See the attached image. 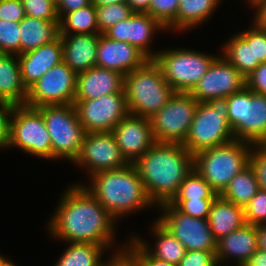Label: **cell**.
Masks as SVG:
<instances>
[{"mask_svg": "<svg viewBox=\"0 0 266 266\" xmlns=\"http://www.w3.org/2000/svg\"><path fill=\"white\" fill-rule=\"evenodd\" d=\"M71 183L62 190L49 214L45 224L47 237L58 243L99 244L113 255L121 254L129 235L125 241L120 240L119 223L82 184Z\"/></svg>", "mask_w": 266, "mask_h": 266, "instance_id": "6da1fadb", "label": "cell"}, {"mask_svg": "<svg viewBox=\"0 0 266 266\" xmlns=\"http://www.w3.org/2000/svg\"><path fill=\"white\" fill-rule=\"evenodd\" d=\"M133 164L157 208L175 196L194 168V156L182 144L156 142Z\"/></svg>", "mask_w": 266, "mask_h": 266, "instance_id": "7a4b0ae2", "label": "cell"}, {"mask_svg": "<svg viewBox=\"0 0 266 266\" xmlns=\"http://www.w3.org/2000/svg\"><path fill=\"white\" fill-rule=\"evenodd\" d=\"M82 184L112 217L121 223L138 212L155 210L133 163L127 166L92 174ZM125 219V220H123Z\"/></svg>", "mask_w": 266, "mask_h": 266, "instance_id": "3957f363", "label": "cell"}, {"mask_svg": "<svg viewBox=\"0 0 266 266\" xmlns=\"http://www.w3.org/2000/svg\"><path fill=\"white\" fill-rule=\"evenodd\" d=\"M219 49L220 46L219 54H212L199 48L165 46L159 49L153 60L175 92L190 93L220 55Z\"/></svg>", "mask_w": 266, "mask_h": 266, "instance_id": "277c9868", "label": "cell"}, {"mask_svg": "<svg viewBox=\"0 0 266 266\" xmlns=\"http://www.w3.org/2000/svg\"><path fill=\"white\" fill-rule=\"evenodd\" d=\"M124 89L129 114L146 118L158 112L175 93L153 59L125 75Z\"/></svg>", "mask_w": 266, "mask_h": 266, "instance_id": "5b68a950", "label": "cell"}, {"mask_svg": "<svg viewBox=\"0 0 266 266\" xmlns=\"http://www.w3.org/2000/svg\"><path fill=\"white\" fill-rule=\"evenodd\" d=\"M253 145L234 140L194 155V169L220 195L230 181L251 161Z\"/></svg>", "mask_w": 266, "mask_h": 266, "instance_id": "8992f818", "label": "cell"}, {"mask_svg": "<svg viewBox=\"0 0 266 266\" xmlns=\"http://www.w3.org/2000/svg\"><path fill=\"white\" fill-rule=\"evenodd\" d=\"M234 140L228 123L227 98H217L198 103L189 133L182 145L194 156L203 150Z\"/></svg>", "mask_w": 266, "mask_h": 266, "instance_id": "52a82bcc", "label": "cell"}, {"mask_svg": "<svg viewBox=\"0 0 266 266\" xmlns=\"http://www.w3.org/2000/svg\"><path fill=\"white\" fill-rule=\"evenodd\" d=\"M51 138L52 161L72 164L78 157L85 130L74 104L38 107Z\"/></svg>", "mask_w": 266, "mask_h": 266, "instance_id": "ba28073f", "label": "cell"}, {"mask_svg": "<svg viewBox=\"0 0 266 266\" xmlns=\"http://www.w3.org/2000/svg\"><path fill=\"white\" fill-rule=\"evenodd\" d=\"M17 148L24 155L52 162L51 138L41 111L26 104L15 105L10 119L8 151Z\"/></svg>", "mask_w": 266, "mask_h": 266, "instance_id": "9c48e42d", "label": "cell"}, {"mask_svg": "<svg viewBox=\"0 0 266 266\" xmlns=\"http://www.w3.org/2000/svg\"><path fill=\"white\" fill-rule=\"evenodd\" d=\"M227 103L235 140L261 144L266 139V95L245 87L227 97Z\"/></svg>", "mask_w": 266, "mask_h": 266, "instance_id": "30bf717a", "label": "cell"}, {"mask_svg": "<svg viewBox=\"0 0 266 266\" xmlns=\"http://www.w3.org/2000/svg\"><path fill=\"white\" fill-rule=\"evenodd\" d=\"M198 103L190 93L175 92L169 101L149 118L155 141L183 144Z\"/></svg>", "mask_w": 266, "mask_h": 266, "instance_id": "8fae6325", "label": "cell"}, {"mask_svg": "<svg viewBox=\"0 0 266 266\" xmlns=\"http://www.w3.org/2000/svg\"><path fill=\"white\" fill-rule=\"evenodd\" d=\"M156 211L154 218L184 245L186 251H216L217 240L206 219L186 215L169 203L160 205Z\"/></svg>", "mask_w": 266, "mask_h": 266, "instance_id": "7c38bea8", "label": "cell"}, {"mask_svg": "<svg viewBox=\"0 0 266 266\" xmlns=\"http://www.w3.org/2000/svg\"><path fill=\"white\" fill-rule=\"evenodd\" d=\"M72 164L88 178L94 173L123 168L129 162L110 131L85 133L80 153Z\"/></svg>", "mask_w": 266, "mask_h": 266, "instance_id": "4fadbf2b", "label": "cell"}, {"mask_svg": "<svg viewBox=\"0 0 266 266\" xmlns=\"http://www.w3.org/2000/svg\"><path fill=\"white\" fill-rule=\"evenodd\" d=\"M73 104L86 133L110 132L129 114L125 89L90 100H74Z\"/></svg>", "mask_w": 266, "mask_h": 266, "instance_id": "5bb4252c", "label": "cell"}, {"mask_svg": "<svg viewBox=\"0 0 266 266\" xmlns=\"http://www.w3.org/2000/svg\"><path fill=\"white\" fill-rule=\"evenodd\" d=\"M77 74L64 62L49 69L29 89L26 105L73 104L76 94Z\"/></svg>", "mask_w": 266, "mask_h": 266, "instance_id": "9a60e30c", "label": "cell"}, {"mask_svg": "<svg viewBox=\"0 0 266 266\" xmlns=\"http://www.w3.org/2000/svg\"><path fill=\"white\" fill-rule=\"evenodd\" d=\"M161 32L163 36L166 33L168 35L166 28L149 13L133 12L127 19L111 26L103 34L112 40L127 42L137 47L149 59H153L160 49L158 47V50H154L153 44Z\"/></svg>", "mask_w": 266, "mask_h": 266, "instance_id": "2e32d148", "label": "cell"}, {"mask_svg": "<svg viewBox=\"0 0 266 266\" xmlns=\"http://www.w3.org/2000/svg\"><path fill=\"white\" fill-rule=\"evenodd\" d=\"M245 87L246 77L220 54L190 94L198 102H208L210 99L227 98Z\"/></svg>", "mask_w": 266, "mask_h": 266, "instance_id": "e0dca14e", "label": "cell"}, {"mask_svg": "<svg viewBox=\"0 0 266 266\" xmlns=\"http://www.w3.org/2000/svg\"><path fill=\"white\" fill-rule=\"evenodd\" d=\"M123 156L134 163L155 143L150 119L128 114L111 131Z\"/></svg>", "mask_w": 266, "mask_h": 266, "instance_id": "ac0fdd59", "label": "cell"}, {"mask_svg": "<svg viewBox=\"0 0 266 266\" xmlns=\"http://www.w3.org/2000/svg\"><path fill=\"white\" fill-rule=\"evenodd\" d=\"M148 60L149 58L137 47L100 34L95 66L114 70L125 76L142 67Z\"/></svg>", "mask_w": 266, "mask_h": 266, "instance_id": "d6986e66", "label": "cell"}, {"mask_svg": "<svg viewBox=\"0 0 266 266\" xmlns=\"http://www.w3.org/2000/svg\"><path fill=\"white\" fill-rule=\"evenodd\" d=\"M258 250L257 226L245 224L217 240L218 266H243Z\"/></svg>", "mask_w": 266, "mask_h": 266, "instance_id": "ffe728a7", "label": "cell"}, {"mask_svg": "<svg viewBox=\"0 0 266 266\" xmlns=\"http://www.w3.org/2000/svg\"><path fill=\"white\" fill-rule=\"evenodd\" d=\"M61 36L50 43L17 56L23 84L27 90L49 69L63 62Z\"/></svg>", "mask_w": 266, "mask_h": 266, "instance_id": "44dd1931", "label": "cell"}, {"mask_svg": "<svg viewBox=\"0 0 266 266\" xmlns=\"http://www.w3.org/2000/svg\"><path fill=\"white\" fill-rule=\"evenodd\" d=\"M151 221V223L149 222L150 226L148 225L149 228H147L151 236L150 241L148 236L144 237L138 231H131L128 234L131 233L130 235L153 257L177 266L185 256L186 249L184 245L156 218Z\"/></svg>", "mask_w": 266, "mask_h": 266, "instance_id": "7402d4cb", "label": "cell"}, {"mask_svg": "<svg viewBox=\"0 0 266 266\" xmlns=\"http://www.w3.org/2000/svg\"><path fill=\"white\" fill-rule=\"evenodd\" d=\"M125 76L117 71L94 66L77 74L74 100H90L124 90Z\"/></svg>", "mask_w": 266, "mask_h": 266, "instance_id": "603a6c76", "label": "cell"}, {"mask_svg": "<svg viewBox=\"0 0 266 266\" xmlns=\"http://www.w3.org/2000/svg\"><path fill=\"white\" fill-rule=\"evenodd\" d=\"M242 30H236L220 46V54L244 77H248L259 65L254 61L253 20Z\"/></svg>", "mask_w": 266, "mask_h": 266, "instance_id": "cb8c5ba5", "label": "cell"}, {"mask_svg": "<svg viewBox=\"0 0 266 266\" xmlns=\"http://www.w3.org/2000/svg\"><path fill=\"white\" fill-rule=\"evenodd\" d=\"M63 45V62L76 74L96 65L100 34H60Z\"/></svg>", "mask_w": 266, "mask_h": 266, "instance_id": "d4e9b609", "label": "cell"}, {"mask_svg": "<svg viewBox=\"0 0 266 266\" xmlns=\"http://www.w3.org/2000/svg\"><path fill=\"white\" fill-rule=\"evenodd\" d=\"M179 8L175 18V33L184 35L198 29L213 20L215 11L219 10L223 0H178ZM187 31V32H186Z\"/></svg>", "mask_w": 266, "mask_h": 266, "instance_id": "484cf974", "label": "cell"}, {"mask_svg": "<svg viewBox=\"0 0 266 266\" xmlns=\"http://www.w3.org/2000/svg\"><path fill=\"white\" fill-rule=\"evenodd\" d=\"M207 221L216 240L246 224L244 208L218 195L211 204Z\"/></svg>", "mask_w": 266, "mask_h": 266, "instance_id": "4316f807", "label": "cell"}, {"mask_svg": "<svg viewBox=\"0 0 266 266\" xmlns=\"http://www.w3.org/2000/svg\"><path fill=\"white\" fill-rule=\"evenodd\" d=\"M64 243V250L52 266H103L114 256L99 244Z\"/></svg>", "mask_w": 266, "mask_h": 266, "instance_id": "83f0119b", "label": "cell"}, {"mask_svg": "<svg viewBox=\"0 0 266 266\" xmlns=\"http://www.w3.org/2000/svg\"><path fill=\"white\" fill-rule=\"evenodd\" d=\"M19 55L50 43L60 36L59 20H41L25 16L20 21Z\"/></svg>", "mask_w": 266, "mask_h": 266, "instance_id": "f1b7e54d", "label": "cell"}, {"mask_svg": "<svg viewBox=\"0 0 266 266\" xmlns=\"http://www.w3.org/2000/svg\"><path fill=\"white\" fill-rule=\"evenodd\" d=\"M28 90L23 84L17 55L0 53V95L9 103H26Z\"/></svg>", "mask_w": 266, "mask_h": 266, "instance_id": "f546056e", "label": "cell"}, {"mask_svg": "<svg viewBox=\"0 0 266 266\" xmlns=\"http://www.w3.org/2000/svg\"><path fill=\"white\" fill-rule=\"evenodd\" d=\"M258 190L257 175L250 163L230 181L220 196L244 208L255 197Z\"/></svg>", "mask_w": 266, "mask_h": 266, "instance_id": "4dcf8cb0", "label": "cell"}, {"mask_svg": "<svg viewBox=\"0 0 266 266\" xmlns=\"http://www.w3.org/2000/svg\"><path fill=\"white\" fill-rule=\"evenodd\" d=\"M60 34H100L97 25L96 6L86 7L65 14L59 20Z\"/></svg>", "mask_w": 266, "mask_h": 266, "instance_id": "1f68e13d", "label": "cell"}, {"mask_svg": "<svg viewBox=\"0 0 266 266\" xmlns=\"http://www.w3.org/2000/svg\"><path fill=\"white\" fill-rule=\"evenodd\" d=\"M217 196L210 184L193 168L172 200L215 199Z\"/></svg>", "mask_w": 266, "mask_h": 266, "instance_id": "d6a6232c", "label": "cell"}, {"mask_svg": "<svg viewBox=\"0 0 266 266\" xmlns=\"http://www.w3.org/2000/svg\"><path fill=\"white\" fill-rule=\"evenodd\" d=\"M133 11L127 3H116L105 6H96L97 25L100 34L111 26L127 19Z\"/></svg>", "mask_w": 266, "mask_h": 266, "instance_id": "836d02e7", "label": "cell"}, {"mask_svg": "<svg viewBox=\"0 0 266 266\" xmlns=\"http://www.w3.org/2000/svg\"><path fill=\"white\" fill-rule=\"evenodd\" d=\"M179 8L178 0H151L149 13L167 32L175 34V18Z\"/></svg>", "mask_w": 266, "mask_h": 266, "instance_id": "e575fe53", "label": "cell"}, {"mask_svg": "<svg viewBox=\"0 0 266 266\" xmlns=\"http://www.w3.org/2000/svg\"><path fill=\"white\" fill-rule=\"evenodd\" d=\"M20 22L0 20V53L19 55Z\"/></svg>", "mask_w": 266, "mask_h": 266, "instance_id": "d590c367", "label": "cell"}, {"mask_svg": "<svg viewBox=\"0 0 266 266\" xmlns=\"http://www.w3.org/2000/svg\"><path fill=\"white\" fill-rule=\"evenodd\" d=\"M247 224H266V190L259 189L253 199L244 207Z\"/></svg>", "mask_w": 266, "mask_h": 266, "instance_id": "8d00e7d4", "label": "cell"}, {"mask_svg": "<svg viewBox=\"0 0 266 266\" xmlns=\"http://www.w3.org/2000/svg\"><path fill=\"white\" fill-rule=\"evenodd\" d=\"M26 16L41 20H59L56 5L49 0H21Z\"/></svg>", "mask_w": 266, "mask_h": 266, "instance_id": "74e56055", "label": "cell"}, {"mask_svg": "<svg viewBox=\"0 0 266 266\" xmlns=\"http://www.w3.org/2000/svg\"><path fill=\"white\" fill-rule=\"evenodd\" d=\"M213 201L214 199L171 200L169 204L186 215L207 220Z\"/></svg>", "mask_w": 266, "mask_h": 266, "instance_id": "f35d334b", "label": "cell"}, {"mask_svg": "<svg viewBox=\"0 0 266 266\" xmlns=\"http://www.w3.org/2000/svg\"><path fill=\"white\" fill-rule=\"evenodd\" d=\"M125 251L140 266H176L166 261L159 260L150 255L130 234L127 239Z\"/></svg>", "mask_w": 266, "mask_h": 266, "instance_id": "ab89813d", "label": "cell"}, {"mask_svg": "<svg viewBox=\"0 0 266 266\" xmlns=\"http://www.w3.org/2000/svg\"><path fill=\"white\" fill-rule=\"evenodd\" d=\"M177 266H218L216 251L190 250Z\"/></svg>", "mask_w": 266, "mask_h": 266, "instance_id": "60d3db41", "label": "cell"}, {"mask_svg": "<svg viewBox=\"0 0 266 266\" xmlns=\"http://www.w3.org/2000/svg\"><path fill=\"white\" fill-rule=\"evenodd\" d=\"M259 184V189L266 190V148L255 144L252 148L251 161Z\"/></svg>", "mask_w": 266, "mask_h": 266, "instance_id": "b9f144b4", "label": "cell"}, {"mask_svg": "<svg viewBox=\"0 0 266 266\" xmlns=\"http://www.w3.org/2000/svg\"><path fill=\"white\" fill-rule=\"evenodd\" d=\"M15 105L0 103V151H6L10 139V119Z\"/></svg>", "mask_w": 266, "mask_h": 266, "instance_id": "7bdbcfd3", "label": "cell"}, {"mask_svg": "<svg viewBox=\"0 0 266 266\" xmlns=\"http://www.w3.org/2000/svg\"><path fill=\"white\" fill-rule=\"evenodd\" d=\"M25 16L21 0H0V20L20 22Z\"/></svg>", "mask_w": 266, "mask_h": 266, "instance_id": "ee69618b", "label": "cell"}, {"mask_svg": "<svg viewBox=\"0 0 266 266\" xmlns=\"http://www.w3.org/2000/svg\"><path fill=\"white\" fill-rule=\"evenodd\" d=\"M253 52L254 61L266 63V29L261 28L253 20Z\"/></svg>", "mask_w": 266, "mask_h": 266, "instance_id": "f6af8a7d", "label": "cell"}, {"mask_svg": "<svg viewBox=\"0 0 266 266\" xmlns=\"http://www.w3.org/2000/svg\"><path fill=\"white\" fill-rule=\"evenodd\" d=\"M246 87L255 93L266 95V63L260 64L246 77Z\"/></svg>", "mask_w": 266, "mask_h": 266, "instance_id": "bcb514c9", "label": "cell"}, {"mask_svg": "<svg viewBox=\"0 0 266 266\" xmlns=\"http://www.w3.org/2000/svg\"><path fill=\"white\" fill-rule=\"evenodd\" d=\"M91 3L92 0H59L56 5L57 16L60 20L65 14L86 7Z\"/></svg>", "mask_w": 266, "mask_h": 266, "instance_id": "7dc6e473", "label": "cell"}, {"mask_svg": "<svg viewBox=\"0 0 266 266\" xmlns=\"http://www.w3.org/2000/svg\"><path fill=\"white\" fill-rule=\"evenodd\" d=\"M248 9L253 11L250 19L254 20L261 28L266 29V0H256Z\"/></svg>", "mask_w": 266, "mask_h": 266, "instance_id": "c3c4849f", "label": "cell"}, {"mask_svg": "<svg viewBox=\"0 0 266 266\" xmlns=\"http://www.w3.org/2000/svg\"><path fill=\"white\" fill-rule=\"evenodd\" d=\"M113 266H137V262L126 252L113 256Z\"/></svg>", "mask_w": 266, "mask_h": 266, "instance_id": "681fc988", "label": "cell"}, {"mask_svg": "<svg viewBox=\"0 0 266 266\" xmlns=\"http://www.w3.org/2000/svg\"><path fill=\"white\" fill-rule=\"evenodd\" d=\"M243 266H266V252L258 249Z\"/></svg>", "mask_w": 266, "mask_h": 266, "instance_id": "f907efd6", "label": "cell"}, {"mask_svg": "<svg viewBox=\"0 0 266 266\" xmlns=\"http://www.w3.org/2000/svg\"><path fill=\"white\" fill-rule=\"evenodd\" d=\"M151 0H127L133 12L146 13L149 10Z\"/></svg>", "mask_w": 266, "mask_h": 266, "instance_id": "816d5d0a", "label": "cell"}, {"mask_svg": "<svg viewBox=\"0 0 266 266\" xmlns=\"http://www.w3.org/2000/svg\"><path fill=\"white\" fill-rule=\"evenodd\" d=\"M258 249L266 252V224L257 225Z\"/></svg>", "mask_w": 266, "mask_h": 266, "instance_id": "f5cc1de1", "label": "cell"}, {"mask_svg": "<svg viewBox=\"0 0 266 266\" xmlns=\"http://www.w3.org/2000/svg\"><path fill=\"white\" fill-rule=\"evenodd\" d=\"M92 3L95 6H105L116 3H127V0H92Z\"/></svg>", "mask_w": 266, "mask_h": 266, "instance_id": "db71d44e", "label": "cell"}, {"mask_svg": "<svg viewBox=\"0 0 266 266\" xmlns=\"http://www.w3.org/2000/svg\"><path fill=\"white\" fill-rule=\"evenodd\" d=\"M7 255H3L0 253V266H6V264L12 259L9 258Z\"/></svg>", "mask_w": 266, "mask_h": 266, "instance_id": "11a10c76", "label": "cell"}, {"mask_svg": "<svg viewBox=\"0 0 266 266\" xmlns=\"http://www.w3.org/2000/svg\"><path fill=\"white\" fill-rule=\"evenodd\" d=\"M256 0H243V2H245V6H247V8L252 5Z\"/></svg>", "mask_w": 266, "mask_h": 266, "instance_id": "9f6ffc18", "label": "cell"}, {"mask_svg": "<svg viewBox=\"0 0 266 266\" xmlns=\"http://www.w3.org/2000/svg\"><path fill=\"white\" fill-rule=\"evenodd\" d=\"M6 266H19L17 265V263H15V261H13L12 259L6 264Z\"/></svg>", "mask_w": 266, "mask_h": 266, "instance_id": "6f0895ef", "label": "cell"}, {"mask_svg": "<svg viewBox=\"0 0 266 266\" xmlns=\"http://www.w3.org/2000/svg\"><path fill=\"white\" fill-rule=\"evenodd\" d=\"M103 266H113V257Z\"/></svg>", "mask_w": 266, "mask_h": 266, "instance_id": "680465c9", "label": "cell"}, {"mask_svg": "<svg viewBox=\"0 0 266 266\" xmlns=\"http://www.w3.org/2000/svg\"><path fill=\"white\" fill-rule=\"evenodd\" d=\"M0 103H9L0 95Z\"/></svg>", "mask_w": 266, "mask_h": 266, "instance_id": "91938a15", "label": "cell"}, {"mask_svg": "<svg viewBox=\"0 0 266 266\" xmlns=\"http://www.w3.org/2000/svg\"><path fill=\"white\" fill-rule=\"evenodd\" d=\"M49 1L53 2L55 5H57L59 2V0H49Z\"/></svg>", "mask_w": 266, "mask_h": 266, "instance_id": "94428289", "label": "cell"}, {"mask_svg": "<svg viewBox=\"0 0 266 266\" xmlns=\"http://www.w3.org/2000/svg\"><path fill=\"white\" fill-rule=\"evenodd\" d=\"M261 145L266 148V139L261 143Z\"/></svg>", "mask_w": 266, "mask_h": 266, "instance_id": "6125c7cd", "label": "cell"}]
</instances>
